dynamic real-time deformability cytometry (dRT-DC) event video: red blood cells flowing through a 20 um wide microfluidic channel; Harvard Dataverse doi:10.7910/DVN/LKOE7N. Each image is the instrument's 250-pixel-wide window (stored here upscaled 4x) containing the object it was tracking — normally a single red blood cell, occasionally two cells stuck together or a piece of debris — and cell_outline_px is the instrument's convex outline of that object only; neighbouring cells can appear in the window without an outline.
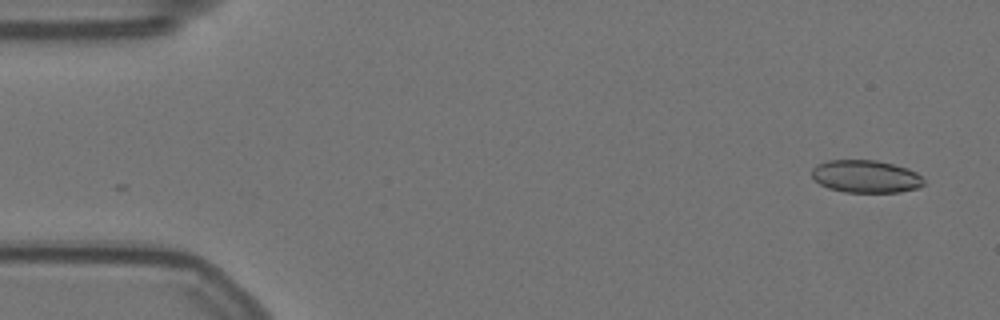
{"species": "Egyptian fruit bat (a non-hibernating species)", "species_latin": "Rousettus aegyptiacus", "temperature_condition": "warm", "stored_images_in_passage": 12, "camera_frame_rate_fps": 3000, "um_per_image_px": 0.085, "animal": {"sex": "female"}, "frame": {"image": 1, "passage_image": 1, "time_ms": 0.0, "image_size_px": [1000, 320], "cell_outline_px": [[924, 184], [916, 188], [900, 192], [844, 192], [828, 188], [820, 184], [812, 176], [812, 168], [816, 164], [828, 160], [876, 160], [908, 168], [916, 172], [924, 180]], "centroid_in_image_um": [73.57, 14.99], "position_along_channel_um": 11.4, "area_um2": 21.27}}